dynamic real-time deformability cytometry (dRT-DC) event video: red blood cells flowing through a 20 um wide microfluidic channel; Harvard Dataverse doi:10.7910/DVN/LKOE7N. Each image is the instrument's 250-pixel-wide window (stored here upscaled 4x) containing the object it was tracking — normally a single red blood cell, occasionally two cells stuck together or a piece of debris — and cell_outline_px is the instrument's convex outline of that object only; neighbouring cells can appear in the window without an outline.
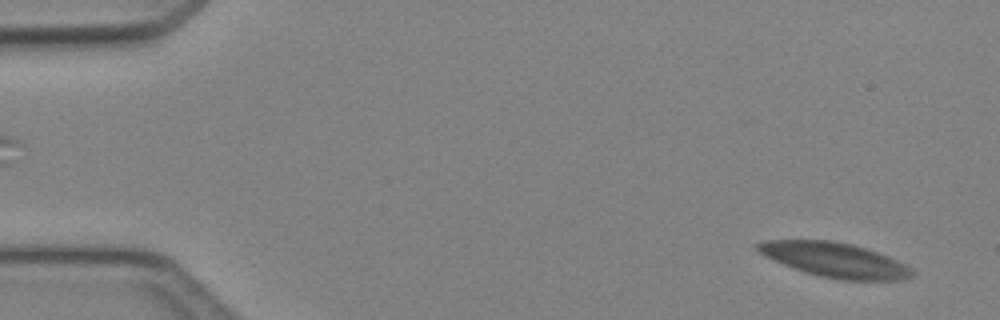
{"species": "Egyptian fruit bat (a non-hibernating species)", "species_latin": "Rousettus aegyptiacus", "temperature_condition": "cold", "stored_images_in_passage": 13, "camera_frame_rate_fps": 3000, "um_per_image_px": 0.085, "animal": {"sex": "female"}, "frame": {"image": 1, "passage_image": 3, "time_ms": 0.667, "image_size_px": [1000, 320], "cell_outline_px": [[916, 272], [912, 276], [900, 280], [840, 280], [820, 276], [804, 272], [784, 264], [760, 252], [756, 248], [756, 244], [764, 240], [832, 240], [852, 244], [888, 256], [912, 268]], "centroid_in_image_um": [71.0, 22.09], "position_along_channel_um": 14.0, "area_um2": 30.81}}